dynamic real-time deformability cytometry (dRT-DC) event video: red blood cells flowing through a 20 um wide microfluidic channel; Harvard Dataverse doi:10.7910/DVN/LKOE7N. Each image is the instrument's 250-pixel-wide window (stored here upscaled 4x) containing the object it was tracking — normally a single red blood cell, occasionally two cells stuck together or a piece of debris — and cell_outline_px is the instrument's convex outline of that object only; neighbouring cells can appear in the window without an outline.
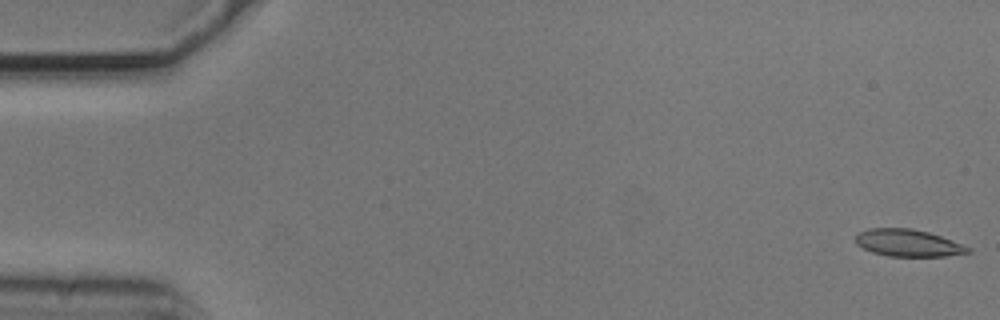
{"species": "common noctule bat (a hibernating species)", "species_latin": "Nyctalus noctula", "temperature_condition": "cold", "stored_images_in_passage": 54, "camera_frame_rate_fps": 3000, "um_per_image_px": 0.085, "animal": {"sex": "male", "body_mass_g": 20.5, "forearm_length_mm": 52.5}, "frame": {"image": 1, "passage_image": 1, "time_ms": 0.0, "image_size_px": [1000, 320], "cell_outline_px": [[972, 252], [944, 256], [888, 256], [872, 252], [856, 244], [856, 232], [868, 228], [912, 228], [928, 232], [952, 240], [972, 248]], "centroid_in_image_um": [77.17, 20.64], "position_along_channel_um": 7.8, "area_um2": 17.8}}
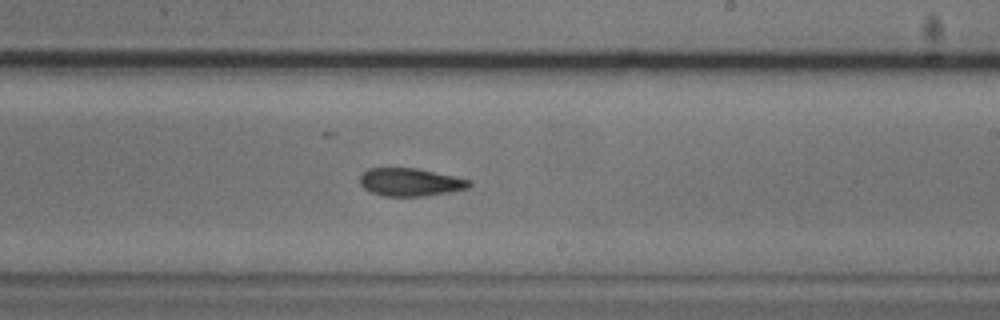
{"frame": {"image": 2, "passage_image": 32, "time_ms": 10.333, "image_size_px": [1000, 320], "cell_outline_px": [[472, 184], [468, 188], [448, 192], [424, 196], [384, 196], [372, 192], [364, 188], [360, 184], [360, 176], [368, 168], [416, 168], [472, 180]], "centroid_in_image_um": [34.88, 15.48], "position_along_channel_um": 254.1, "area_um2": 17.69}}
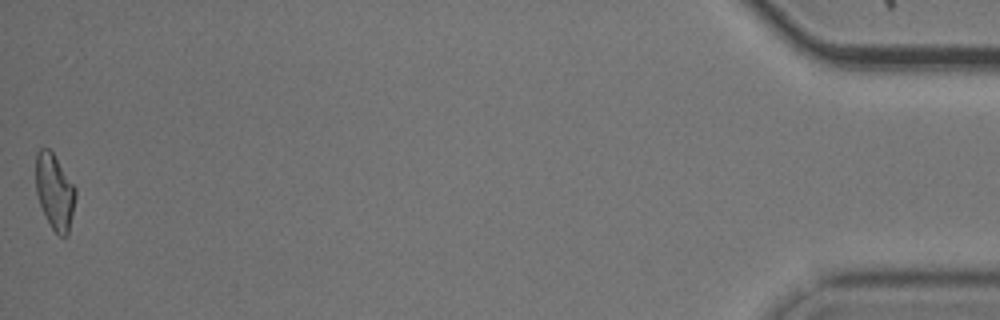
{"frame": {"image": 3, "passage_image": 54, "time_ms": 17.667, "image_size_px": [1000, 320], "cell_outline_px": [[76, 196], [68, 236], [60, 236], [52, 228], [40, 204], [36, 192], [36, 152], [40, 148], [48, 148], [52, 152], [76, 188]], "centroid_in_image_um": [4.65, 16.28], "position_along_channel_um": 430.5, "area_um2": 17.28}, "authors_computed_cell_mechanics": {"area_um2": 18.1492, "velocity_mm_per_s": 3.7274, "shape_relaxation_time_tau1_ms": null, "shape_relaxation_time_tau2_ms": 4.2126, "deformation_change_tau1": null, "deformation_change_tau2": 0.1181}}